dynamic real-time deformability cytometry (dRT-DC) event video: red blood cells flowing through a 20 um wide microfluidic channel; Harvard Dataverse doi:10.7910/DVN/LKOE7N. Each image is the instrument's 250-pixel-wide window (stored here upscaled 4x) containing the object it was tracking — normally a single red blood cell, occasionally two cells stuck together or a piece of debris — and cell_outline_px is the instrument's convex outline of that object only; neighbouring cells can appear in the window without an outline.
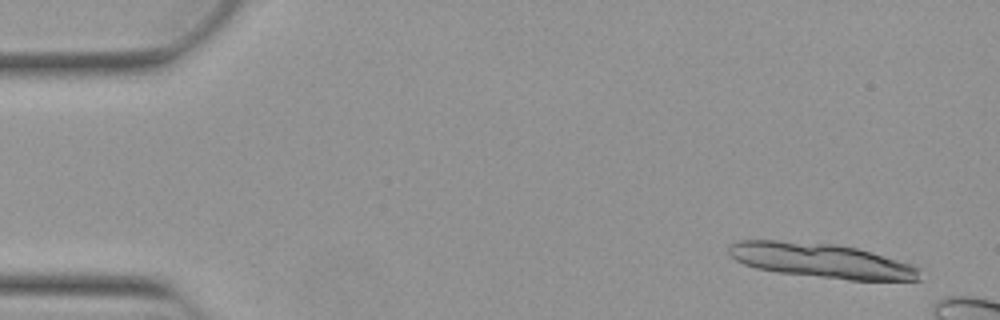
{"species": "Egyptian fruit bat (a non-hibernating species)", "species_latin": "Rousettus aegyptiacus", "temperature_condition": "warm", "stored_images_in_passage": 13, "camera_frame_rate_fps": 3000, "um_per_image_px": 0.085, "animal": {"sex": "female"}, "frame": {"image": 1, "passage_image": 3, "time_ms": 0.667, "image_size_px": [1000, 320], "cell_outline_px": [[920, 280], [848, 280], [776, 272], [756, 268], [744, 264], [736, 260], [728, 252], [728, 244], [736, 240], [776, 240], [836, 244], [856, 248], [872, 252], [912, 264], [920, 268]], "centroid_in_image_um": [69.79, 22.15], "position_along_channel_um": 15.2, "area_um2": 38.61}}